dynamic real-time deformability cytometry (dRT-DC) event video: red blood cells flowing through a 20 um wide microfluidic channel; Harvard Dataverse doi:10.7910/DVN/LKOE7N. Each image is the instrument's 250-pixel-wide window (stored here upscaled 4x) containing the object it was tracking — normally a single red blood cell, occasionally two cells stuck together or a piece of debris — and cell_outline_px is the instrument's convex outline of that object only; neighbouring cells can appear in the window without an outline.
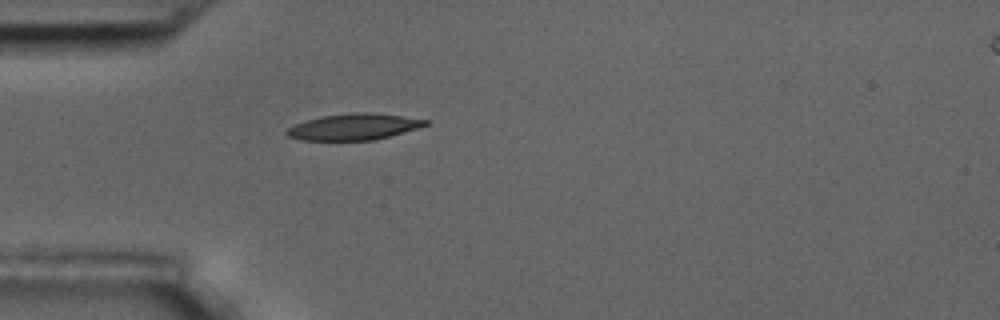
{"species": "common noctule bat (a hibernating species)", "species_latin": "Nyctalus noctula", "temperature_condition": "room temperature", "stored_images_in_passage": 1, "camera_frame_rate_fps": 3000, "um_per_image_px": 0.085, "animal": {"sex": "male", "body_mass_g": 17.5, "forearm_length_mm": 52.3}, "frame": {"image": 1, "passage_image": 1, "time_ms": 0.0, "image_size_px": [1000, 320], "cell_outline_px": [[428, 124], [416, 128], [376, 140], [300, 140], [288, 136], [284, 132], [288, 128], [296, 124], [308, 120], [324, 116], [356, 112], [372, 112], [428, 120]], "centroid_in_image_um": [30.05, 10.78], "position_along_channel_um": 54.9, "area_um2": 20.87}}